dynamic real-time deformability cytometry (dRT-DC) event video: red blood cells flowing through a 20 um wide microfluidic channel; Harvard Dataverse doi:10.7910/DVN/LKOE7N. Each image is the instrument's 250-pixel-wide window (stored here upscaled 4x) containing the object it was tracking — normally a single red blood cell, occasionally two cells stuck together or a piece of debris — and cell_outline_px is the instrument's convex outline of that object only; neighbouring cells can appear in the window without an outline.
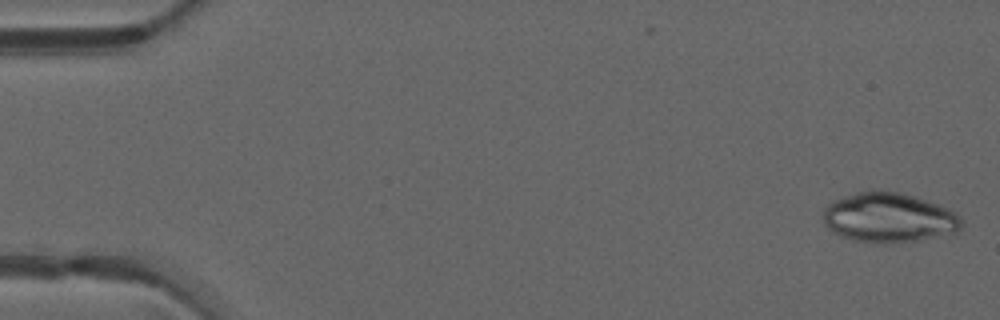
{"species": "common noctule bat (a hibernating species)", "species_latin": "Nyctalus noctula", "temperature_condition": "warm", "stored_images_in_passage": 2, "camera_frame_rate_fps": 3000, "um_per_image_px": 0.085, "animal": {"sex": "male", "forearm_length_mm": 52.5}, "frame": {"image": 1, "passage_image": 2, "time_ms": 0.333, "image_size_px": [1000, 320], "cell_outline_px": [[960, 228], [956, 232], [916, 240], [888, 244], [876, 244], [852, 240], [840, 236], [832, 232], [824, 224], [824, 208], [832, 200], [856, 192], [872, 188], [880, 188], [900, 192], [916, 196], [940, 204], [956, 212], [960, 220]], "centroid_in_image_um": [75.5, 18.47], "position_along_channel_um": 9.5, "area_um2": 40.81}}